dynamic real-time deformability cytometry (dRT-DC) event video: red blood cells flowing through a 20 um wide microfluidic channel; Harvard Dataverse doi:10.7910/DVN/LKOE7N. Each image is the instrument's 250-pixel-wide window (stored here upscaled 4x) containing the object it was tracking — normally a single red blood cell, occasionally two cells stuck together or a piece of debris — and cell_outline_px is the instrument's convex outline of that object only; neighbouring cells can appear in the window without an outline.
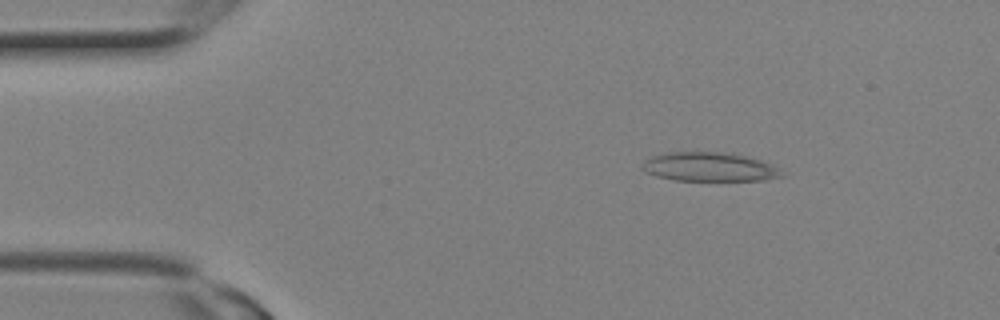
{"species": "Egyptian fruit bat (a non-hibernating species)", "species_latin": "Rousettus aegyptiacus", "temperature_condition": "room temperature", "stored_images_in_passage": 9, "camera_frame_rate_fps": 3000, "um_per_image_px": 0.085, "animal": {"sex": "female"}, "frame": {"image": 1, "passage_image": 4, "time_ms": 1.0, "image_size_px": [1000, 320], "cell_outline_px": [[788, 172], [784, 176], [764, 180], [676, 180], [656, 176], [640, 168], [644, 160], [652, 156], [664, 152], [732, 152], [768, 164]], "centroid_in_image_um": [60.29, 14.18], "position_along_channel_um": 24.7, "area_um2": 23.52}}
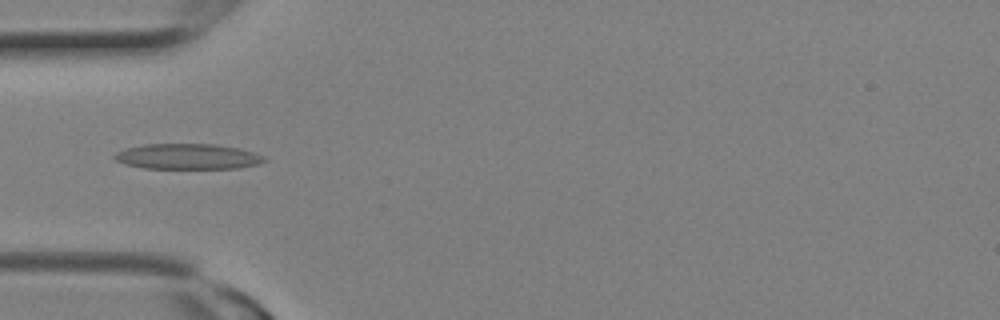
{"frame": {"image": 2, "passage_image": 8, "time_ms": 2.333, "image_size_px": [1000, 320], "cell_outline_px": [[268, 160], [256, 164], [240, 168], [144, 168], [124, 164], [116, 160], [112, 156], [116, 152], [128, 148], [144, 144], [216, 144], [240, 148], [264, 156]], "centroid_in_image_um": [15.95, 13.3], "position_along_channel_um": 69.0, "area_um2": 22.2}}